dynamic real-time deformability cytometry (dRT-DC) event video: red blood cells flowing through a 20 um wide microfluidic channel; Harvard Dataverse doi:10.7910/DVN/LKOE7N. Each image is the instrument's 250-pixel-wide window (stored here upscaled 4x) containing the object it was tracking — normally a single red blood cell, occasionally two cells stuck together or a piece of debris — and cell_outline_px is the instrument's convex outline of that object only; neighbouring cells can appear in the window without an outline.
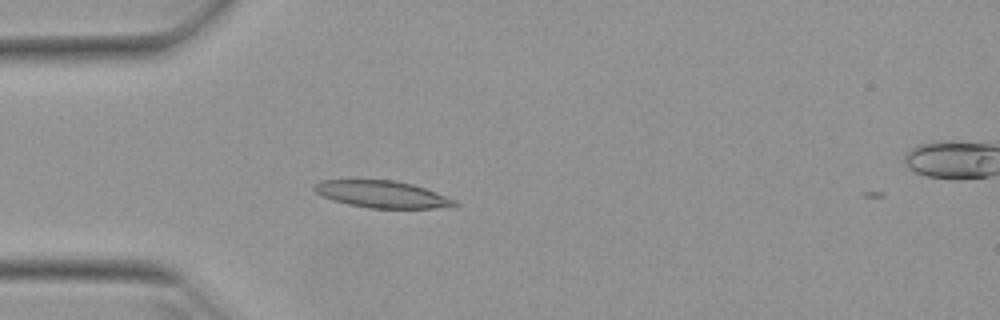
{"species": "Egyptian fruit bat (a non-hibernating species)", "species_latin": "Rousettus aegyptiacus", "temperature_condition": "warm", "stored_images_in_passage": 19, "camera_frame_rate_fps": 3000, "um_per_image_px": 0.085, "animal": {"sex": "female"}, "frame": {"image": 1, "passage_image": 2, "time_ms": 0.333, "image_size_px": [1000, 320], "cell_outline_px": [[460, 204], [432, 208], [368, 208], [348, 204], [332, 200], [316, 192], [312, 188], [320, 180], [396, 180], [412, 184], [436, 192], [456, 200]], "centroid_in_image_um": [32.46, 16.51], "position_along_channel_um": 52.5, "area_um2": 21.85}}
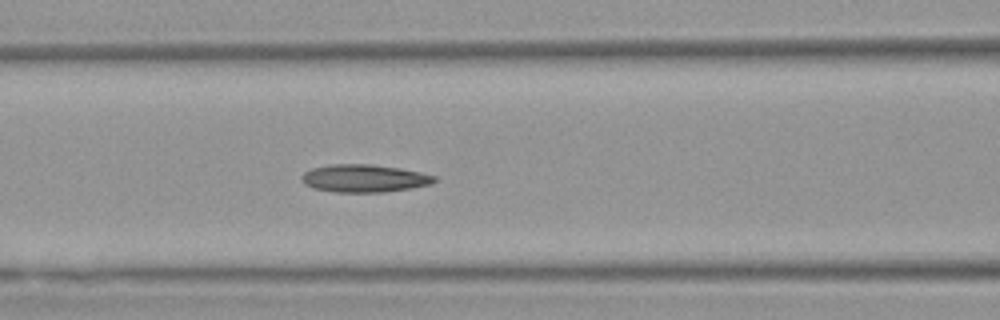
{"frame": {"image": 2, "passage_image": 9, "time_ms": 2.667, "image_size_px": [1000, 320], "cell_outline_px": [[436, 180], [432, 184], [412, 188], [384, 192], [336, 192], [312, 188], [304, 184], [300, 176], [304, 172], [312, 168], [328, 164], [372, 164], [400, 168], [420, 172], [436, 176]], "centroid_in_image_um": [30.95, 15.15], "position_along_channel_um": 135.7, "area_um2": 21.62}}
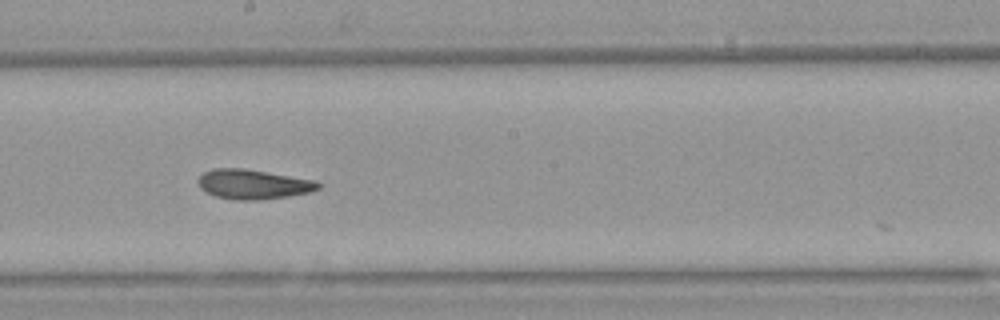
{"frame": {"image": 3, "passage_image": 16, "time_ms": 5.0, "image_size_px": [1000, 320], "cell_outline_px": [[320, 188], [312, 192], [288, 196], [260, 200], [232, 200], [216, 196], [200, 188], [196, 180], [204, 172], [212, 168], [244, 168], [316, 180], [320, 184]], "centroid_in_image_um": [21.52, 15.66], "position_along_channel_um": 226.7, "area_um2": 20.92}}